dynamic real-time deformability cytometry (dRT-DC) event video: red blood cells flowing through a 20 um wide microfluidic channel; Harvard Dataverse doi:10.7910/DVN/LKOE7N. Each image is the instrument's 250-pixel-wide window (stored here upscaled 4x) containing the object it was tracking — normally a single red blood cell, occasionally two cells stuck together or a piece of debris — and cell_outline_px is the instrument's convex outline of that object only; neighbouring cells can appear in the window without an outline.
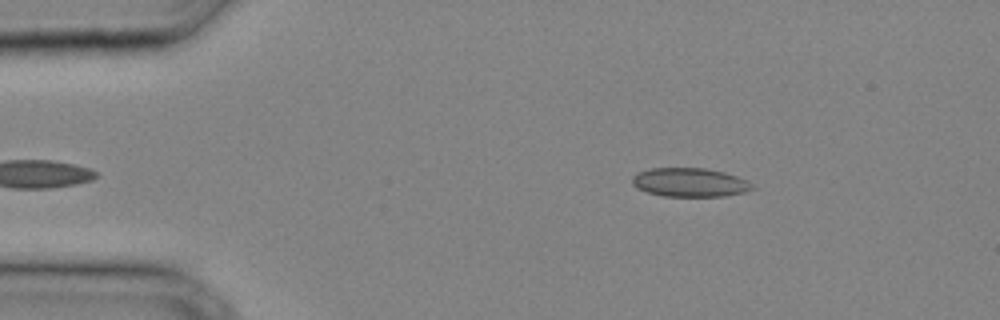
{"species": "common noctule bat (a hibernating species)", "species_latin": "Nyctalus noctula", "temperature_condition": "cold", "stored_images_in_passage": 29, "camera_frame_rate_fps": 3000, "um_per_image_px": 0.085, "animal": {"sex": "male", "body_mass_g": 20.4}, "frame": {"image": 1, "passage_image": 1, "time_ms": 0.0, "image_size_px": [1000, 320], "cell_outline_px": [[756, 188], [744, 192], [724, 196], [664, 196], [648, 192], [636, 188], [632, 184], [632, 176], [636, 172], [648, 168], [704, 168], [724, 172], [748, 180]], "centroid_in_image_um": [58.61, 15.5], "position_along_channel_um": 26.4, "area_um2": 20.29}}
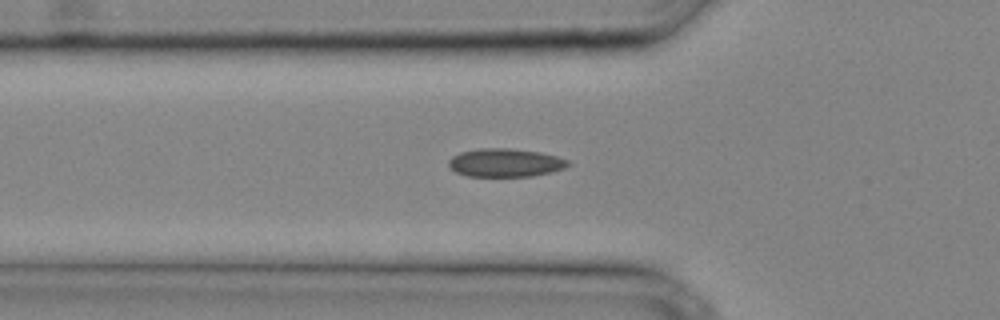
{"frame": {"image": 2, "passage_image": 7, "time_ms": 2.0, "image_size_px": [1000, 320], "cell_outline_px": [[572, 164], [564, 168], [532, 176], [468, 176], [456, 172], [448, 164], [448, 160], [452, 156], [460, 152], [480, 148], [508, 148], [540, 152], [556, 156], [568, 160]], "centroid_in_image_um": [42.94, 13.82], "position_along_channel_um": 82.9, "area_um2": 19.59}}
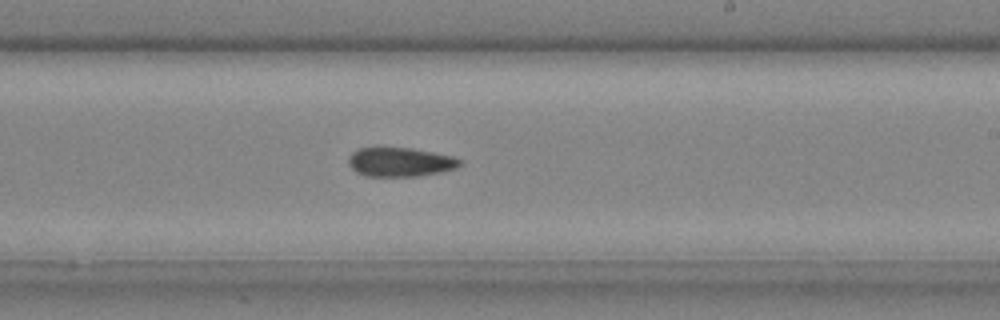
{"frame": {"image": 3, "passage_image": 16, "time_ms": 5.0, "image_size_px": [1000, 320], "cell_outline_px": [[464, 164], [456, 168], [440, 172], [416, 176], [364, 176], [356, 172], [348, 164], [348, 156], [352, 152], [360, 148], [412, 148], [452, 156], [464, 160]], "centroid_in_image_um": [34.03, 13.78], "position_along_channel_um": 255.0, "area_um2": 18.96}}